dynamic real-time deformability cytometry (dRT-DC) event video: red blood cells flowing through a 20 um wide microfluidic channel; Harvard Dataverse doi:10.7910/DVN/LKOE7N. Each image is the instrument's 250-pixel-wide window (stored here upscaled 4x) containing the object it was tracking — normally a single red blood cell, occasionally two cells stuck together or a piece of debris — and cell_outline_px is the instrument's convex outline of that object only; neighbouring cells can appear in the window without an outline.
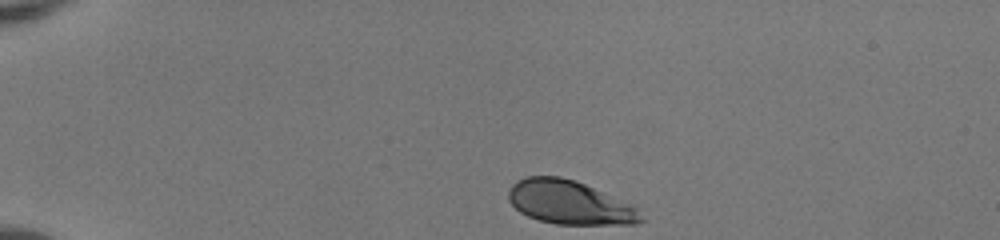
{"species": "human", "species_latin": "Homo sapiens", "temperature_condition": "room temperature", "stored_images_in_passage": 36, "camera_frame_rate_fps": 3000, "um_per_image_px": 0.085, "donor": {"sex": "female"}, "frame": {"image": 1, "passage_image": 1, "time_ms": 0.0, "image_size_px": [1000, 240], "cell_outline_px": [[648, 220], [636, 224], [556, 224], [540, 220], [528, 216], [520, 212], [508, 200], [508, 192], [512, 184], [516, 180], [524, 176], [560, 176], [576, 180], [636, 208]], "centroid_in_image_um": [48.38, 17.21], "position_along_channel_um": 36.6, "area_um2": 33.52}}
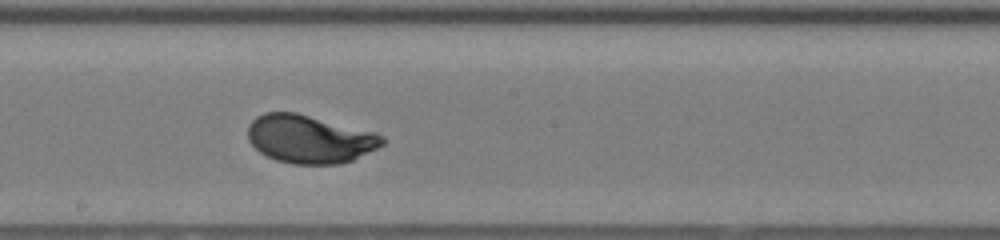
{"frame": {"image": 2, "passage_image": 20, "time_ms": 6.333, "image_size_px": [1000, 240], "cell_outline_px": [[388, 140], [384, 144], [352, 160], [340, 164], [292, 164], [276, 160], [260, 152], [248, 140], [248, 124], [256, 116], [264, 112], [296, 112], [376, 132], [384, 136]], "centroid_in_image_um": [26.33, 11.81], "position_along_channel_um": 221.9, "area_um2": 37.92}}
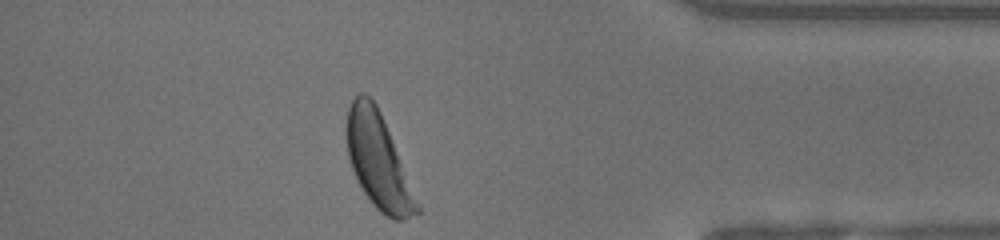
{"frame": {"image": 3, "passage_image": 35, "time_ms": 11.333, "image_size_px": [1000, 240], "cell_outline_px": [[420, 212], [404, 220], [392, 220], [384, 216], [372, 204], [364, 192], [352, 168], [348, 156], [348, 108], [352, 100], [360, 92], [364, 92], [372, 96], [380, 112], [420, 204]], "centroid_in_image_um": [32.18, 13.72], "position_along_channel_um": 403.0, "area_um2": 38.26}, "authors_computed_cell_mechanics": {"area_um2": 36.9342, "velocity_mm_per_s": 4.0963, "shape_relaxation_time_tau1_ms": 2.2544, "shape_relaxation_time_tau2_ms": null, "deformation_change_tau1": 0.151, "deformation_change_tau2": null}}